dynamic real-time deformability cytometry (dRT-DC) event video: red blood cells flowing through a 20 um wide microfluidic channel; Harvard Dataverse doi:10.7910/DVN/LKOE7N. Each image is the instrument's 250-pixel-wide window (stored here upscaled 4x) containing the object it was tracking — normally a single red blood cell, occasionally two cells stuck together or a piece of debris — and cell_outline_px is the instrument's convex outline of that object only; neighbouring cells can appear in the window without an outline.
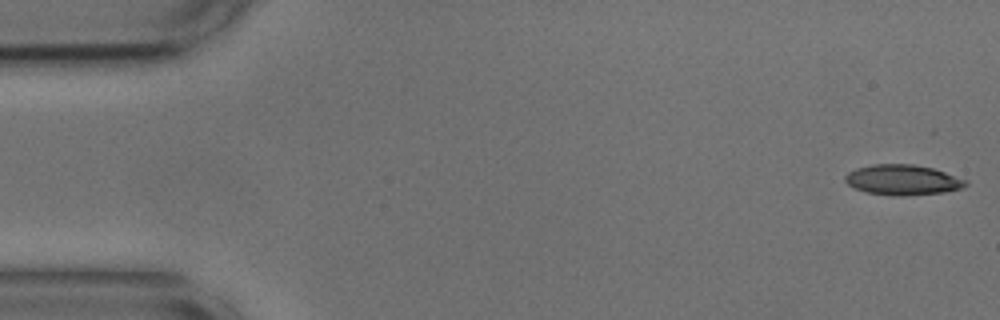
{"species": "common noctule bat (a hibernating species)", "species_latin": "Nyctalus noctula", "temperature_condition": "cold", "stored_images_in_passage": 54, "camera_frame_rate_fps": 3000, "um_per_image_px": 0.085, "animal": {"sex": "male", "body_mass_g": 17.9, "forearm_length_mm": 54.2}, "frame": {"image": 1, "passage_image": 1, "time_ms": 0.0, "image_size_px": [1000, 320], "cell_outline_px": [[968, 184], [964, 188], [944, 192], [904, 196], [892, 196], [868, 192], [856, 188], [848, 184], [844, 180], [844, 176], [848, 172], [856, 168], [872, 164], [912, 164], [932, 168], [968, 180]], "centroid_in_image_um": [76.74, 15.29], "position_along_channel_um": 8.3, "area_um2": 21.33}}
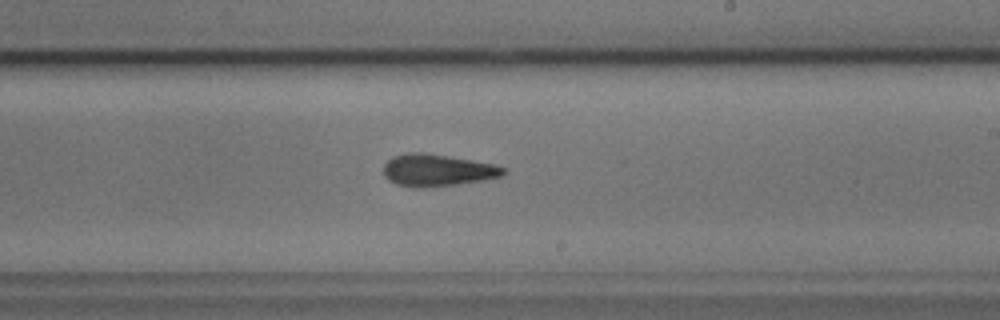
{"frame": {"image": 2, "passage_image": 31, "time_ms": 10.0, "image_size_px": [1000, 320], "cell_outline_px": [[508, 172], [504, 176], [456, 184], [416, 188], [396, 184], [388, 180], [384, 176], [384, 164], [392, 156], [408, 152], [424, 152], [496, 164], [504, 168]], "centroid_in_image_um": [37.16, 14.46], "position_along_channel_um": 251.8, "area_um2": 22.43}}
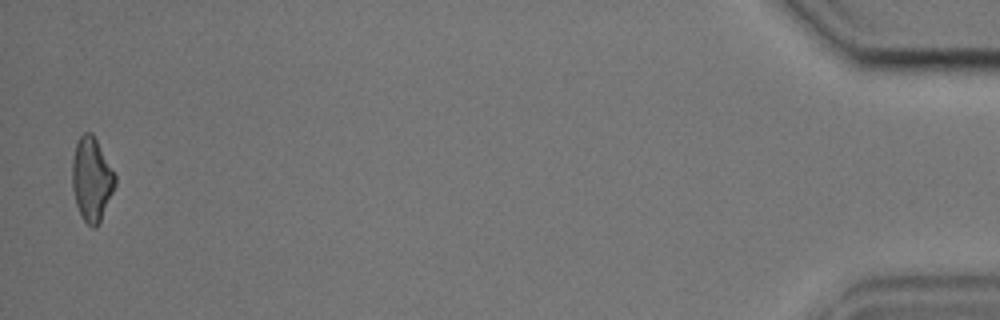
{"frame": {"image": 3, "passage_image": 53, "time_ms": 17.333, "image_size_px": [1000, 320], "cell_outline_px": [[116, 184], [100, 220], [96, 228], [92, 228], [84, 220], [76, 204], [72, 188], [72, 160], [76, 144], [80, 136], [84, 132], [92, 132], [116, 176]], "centroid_in_image_um": [7.78, 15.22], "position_along_channel_um": 427.4, "area_um2": 20.63}}